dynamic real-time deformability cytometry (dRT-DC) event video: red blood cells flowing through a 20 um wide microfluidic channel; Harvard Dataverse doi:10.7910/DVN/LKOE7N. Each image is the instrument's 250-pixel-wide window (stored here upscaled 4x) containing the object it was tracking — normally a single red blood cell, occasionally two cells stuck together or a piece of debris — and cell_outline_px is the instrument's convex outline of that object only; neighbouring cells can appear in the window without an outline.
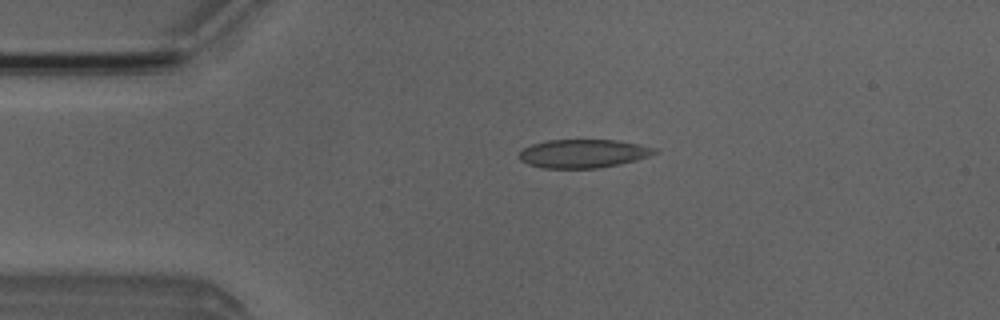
{"species": "Egyptian fruit bat (a non-hibernating species)", "species_latin": "Rousettus aegyptiacus", "temperature_condition": "room temperature", "stored_images_in_passage": 4, "camera_frame_rate_fps": 3000, "um_per_image_px": 0.085, "animal": {"sex": "male"}, "frame": {"image": 1, "passage_image": 3, "time_ms": 2.333, "image_size_px": [1000, 320], "cell_outline_px": [[660, 152], [636, 160], [620, 164], [596, 168], [544, 168], [528, 164], [520, 160], [520, 152], [524, 148], [532, 144], [544, 140], [616, 140], [656, 148]], "centroid_in_image_um": [49.57, 13.05], "position_along_channel_um": 35.4, "area_um2": 22.37}}